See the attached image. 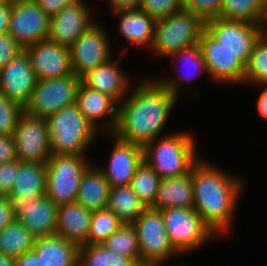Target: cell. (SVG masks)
<instances>
[{
    "instance_id": "1",
    "label": "cell",
    "mask_w": 267,
    "mask_h": 266,
    "mask_svg": "<svg viewBox=\"0 0 267 266\" xmlns=\"http://www.w3.org/2000/svg\"><path fill=\"white\" fill-rule=\"evenodd\" d=\"M118 104L112 133L122 141L144 146L160 137L178 98L157 79L140 80Z\"/></svg>"
},
{
    "instance_id": "2",
    "label": "cell",
    "mask_w": 267,
    "mask_h": 266,
    "mask_svg": "<svg viewBox=\"0 0 267 266\" xmlns=\"http://www.w3.org/2000/svg\"><path fill=\"white\" fill-rule=\"evenodd\" d=\"M212 165L201 157L192 167L193 209L216 236L230 231L243 182Z\"/></svg>"
},
{
    "instance_id": "3",
    "label": "cell",
    "mask_w": 267,
    "mask_h": 266,
    "mask_svg": "<svg viewBox=\"0 0 267 266\" xmlns=\"http://www.w3.org/2000/svg\"><path fill=\"white\" fill-rule=\"evenodd\" d=\"M163 139L145 144L143 160L149 164L161 179L178 177L191 172L201 159L195 150V139L189 132L171 133Z\"/></svg>"
},
{
    "instance_id": "4",
    "label": "cell",
    "mask_w": 267,
    "mask_h": 266,
    "mask_svg": "<svg viewBox=\"0 0 267 266\" xmlns=\"http://www.w3.org/2000/svg\"><path fill=\"white\" fill-rule=\"evenodd\" d=\"M46 120L51 155H85L89 145L101 133L85 118L76 103Z\"/></svg>"
},
{
    "instance_id": "5",
    "label": "cell",
    "mask_w": 267,
    "mask_h": 266,
    "mask_svg": "<svg viewBox=\"0 0 267 266\" xmlns=\"http://www.w3.org/2000/svg\"><path fill=\"white\" fill-rule=\"evenodd\" d=\"M205 22L193 12L182 9L155 22L154 38L150 50L157 57L170 55L199 43Z\"/></svg>"
},
{
    "instance_id": "6",
    "label": "cell",
    "mask_w": 267,
    "mask_h": 266,
    "mask_svg": "<svg viewBox=\"0 0 267 266\" xmlns=\"http://www.w3.org/2000/svg\"><path fill=\"white\" fill-rule=\"evenodd\" d=\"M84 156L51 155L46 162V196L57 206L76 202L83 173L92 164Z\"/></svg>"
},
{
    "instance_id": "7",
    "label": "cell",
    "mask_w": 267,
    "mask_h": 266,
    "mask_svg": "<svg viewBox=\"0 0 267 266\" xmlns=\"http://www.w3.org/2000/svg\"><path fill=\"white\" fill-rule=\"evenodd\" d=\"M161 214L169 241L180 255L198 250L214 238L213 231L193 208L171 207L161 210Z\"/></svg>"
},
{
    "instance_id": "8",
    "label": "cell",
    "mask_w": 267,
    "mask_h": 266,
    "mask_svg": "<svg viewBox=\"0 0 267 266\" xmlns=\"http://www.w3.org/2000/svg\"><path fill=\"white\" fill-rule=\"evenodd\" d=\"M81 78L74 73L58 78L38 79L28 104L26 114L47 119L64 107L76 103Z\"/></svg>"
},
{
    "instance_id": "9",
    "label": "cell",
    "mask_w": 267,
    "mask_h": 266,
    "mask_svg": "<svg viewBox=\"0 0 267 266\" xmlns=\"http://www.w3.org/2000/svg\"><path fill=\"white\" fill-rule=\"evenodd\" d=\"M132 225L138 237L140 260L163 266L172 256H179L169 241L161 210L146 207Z\"/></svg>"
},
{
    "instance_id": "10",
    "label": "cell",
    "mask_w": 267,
    "mask_h": 266,
    "mask_svg": "<svg viewBox=\"0 0 267 266\" xmlns=\"http://www.w3.org/2000/svg\"><path fill=\"white\" fill-rule=\"evenodd\" d=\"M205 30L245 66L255 43L263 35L262 24L221 18L207 20Z\"/></svg>"
},
{
    "instance_id": "11",
    "label": "cell",
    "mask_w": 267,
    "mask_h": 266,
    "mask_svg": "<svg viewBox=\"0 0 267 266\" xmlns=\"http://www.w3.org/2000/svg\"><path fill=\"white\" fill-rule=\"evenodd\" d=\"M50 17L34 0H15L11 4L8 33L25 49L47 39Z\"/></svg>"
},
{
    "instance_id": "12",
    "label": "cell",
    "mask_w": 267,
    "mask_h": 266,
    "mask_svg": "<svg viewBox=\"0 0 267 266\" xmlns=\"http://www.w3.org/2000/svg\"><path fill=\"white\" fill-rule=\"evenodd\" d=\"M98 22L84 32L69 48L73 73L80 78L89 70L111 59V42Z\"/></svg>"
},
{
    "instance_id": "13",
    "label": "cell",
    "mask_w": 267,
    "mask_h": 266,
    "mask_svg": "<svg viewBox=\"0 0 267 266\" xmlns=\"http://www.w3.org/2000/svg\"><path fill=\"white\" fill-rule=\"evenodd\" d=\"M20 162L46 163L51 156L47 120L25 112L13 135Z\"/></svg>"
},
{
    "instance_id": "14",
    "label": "cell",
    "mask_w": 267,
    "mask_h": 266,
    "mask_svg": "<svg viewBox=\"0 0 267 266\" xmlns=\"http://www.w3.org/2000/svg\"><path fill=\"white\" fill-rule=\"evenodd\" d=\"M199 44L209 77L214 82L243 83L245 65L235 54L224 48L205 29L201 33Z\"/></svg>"
},
{
    "instance_id": "15",
    "label": "cell",
    "mask_w": 267,
    "mask_h": 266,
    "mask_svg": "<svg viewBox=\"0 0 267 266\" xmlns=\"http://www.w3.org/2000/svg\"><path fill=\"white\" fill-rule=\"evenodd\" d=\"M83 0L66 6L62 11L50 17L48 39L70 48L74 42L96 23L91 18L92 11Z\"/></svg>"
},
{
    "instance_id": "16",
    "label": "cell",
    "mask_w": 267,
    "mask_h": 266,
    "mask_svg": "<svg viewBox=\"0 0 267 266\" xmlns=\"http://www.w3.org/2000/svg\"><path fill=\"white\" fill-rule=\"evenodd\" d=\"M28 53L24 49L0 69V93L25 107L37 83Z\"/></svg>"
},
{
    "instance_id": "17",
    "label": "cell",
    "mask_w": 267,
    "mask_h": 266,
    "mask_svg": "<svg viewBox=\"0 0 267 266\" xmlns=\"http://www.w3.org/2000/svg\"><path fill=\"white\" fill-rule=\"evenodd\" d=\"M38 79H51L73 74L70 50L50 39L25 48Z\"/></svg>"
},
{
    "instance_id": "18",
    "label": "cell",
    "mask_w": 267,
    "mask_h": 266,
    "mask_svg": "<svg viewBox=\"0 0 267 266\" xmlns=\"http://www.w3.org/2000/svg\"><path fill=\"white\" fill-rule=\"evenodd\" d=\"M15 220L35 238L56 233L58 206L46 195L29 197L23 204L13 203Z\"/></svg>"
},
{
    "instance_id": "19",
    "label": "cell",
    "mask_w": 267,
    "mask_h": 266,
    "mask_svg": "<svg viewBox=\"0 0 267 266\" xmlns=\"http://www.w3.org/2000/svg\"><path fill=\"white\" fill-rule=\"evenodd\" d=\"M76 104L97 131L103 129L102 133L104 131L106 135L114 132L118 120V103L109 95L90 89L81 82Z\"/></svg>"
},
{
    "instance_id": "20",
    "label": "cell",
    "mask_w": 267,
    "mask_h": 266,
    "mask_svg": "<svg viewBox=\"0 0 267 266\" xmlns=\"http://www.w3.org/2000/svg\"><path fill=\"white\" fill-rule=\"evenodd\" d=\"M114 147L105 168L99 167L111 187L129 186L134 173L143 161V148L138 144L122 141L113 134ZM115 141V142H114Z\"/></svg>"
},
{
    "instance_id": "21",
    "label": "cell",
    "mask_w": 267,
    "mask_h": 266,
    "mask_svg": "<svg viewBox=\"0 0 267 266\" xmlns=\"http://www.w3.org/2000/svg\"><path fill=\"white\" fill-rule=\"evenodd\" d=\"M124 54L126 53L123 52L116 61L111 58L106 63L89 70L81 77V82L90 89L109 95L119 104L127 96L126 94H129L131 87L130 78L119 68Z\"/></svg>"
},
{
    "instance_id": "22",
    "label": "cell",
    "mask_w": 267,
    "mask_h": 266,
    "mask_svg": "<svg viewBox=\"0 0 267 266\" xmlns=\"http://www.w3.org/2000/svg\"><path fill=\"white\" fill-rule=\"evenodd\" d=\"M92 211L78 202L58 206L56 235L78 247L87 245Z\"/></svg>"
},
{
    "instance_id": "23",
    "label": "cell",
    "mask_w": 267,
    "mask_h": 266,
    "mask_svg": "<svg viewBox=\"0 0 267 266\" xmlns=\"http://www.w3.org/2000/svg\"><path fill=\"white\" fill-rule=\"evenodd\" d=\"M47 164L20 162L14 185L7 194L13 203L23 204L29 197L46 195Z\"/></svg>"
},
{
    "instance_id": "24",
    "label": "cell",
    "mask_w": 267,
    "mask_h": 266,
    "mask_svg": "<svg viewBox=\"0 0 267 266\" xmlns=\"http://www.w3.org/2000/svg\"><path fill=\"white\" fill-rule=\"evenodd\" d=\"M171 207H194L192 169L190 173L178 177L161 179L152 208L164 210Z\"/></svg>"
},
{
    "instance_id": "25",
    "label": "cell",
    "mask_w": 267,
    "mask_h": 266,
    "mask_svg": "<svg viewBox=\"0 0 267 266\" xmlns=\"http://www.w3.org/2000/svg\"><path fill=\"white\" fill-rule=\"evenodd\" d=\"M119 17V33L127 42L151 48L154 38L155 20L138 9L113 11Z\"/></svg>"
},
{
    "instance_id": "26",
    "label": "cell",
    "mask_w": 267,
    "mask_h": 266,
    "mask_svg": "<svg viewBox=\"0 0 267 266\" xmlns=\"http://www.w3.org/2000/svg\"><path fill=\"white\" fill-rule=\"evenodd\" d=\"M32 250L45 266H78L79 247L59 235L35 238Z\"/></svg>"
},
{
    "instance_id": "27",
    "label": "cell",
    "mask_w": 267,
    "mask_h": 266,
    "mask_svg": "<svg viewBox=\"0 0 267 266\" xmlns=\"http://www.w3.org/2000/svg\"><path fill=\"white\" fill-rule=\"evenodd\" d=\"M169 57L170 59L171 57L173 59L172 62L173 64L170 63L169 64L170 66L174 65L175 64L174 61L176 62V60H178L181 62L182 67H186L185 71L186 69L187 71L186 72L183 71L181 73L180 70V73L176 74L175 76L170 75L166 78L163 76V78L160 79L157 78V80L179 99V95L181 93L180 90H183L181 87L185 86L184 84L192 82L191 80L193 78V73L194 74L197 73L196 75H201L200 72H207L208 74V71L206 68V63L204 61L202 49L199 43L190 46L188 48H184L181 51H178L177 53L170 55ZM190 69L192 70L194 69V71H190Z\"/></svg>"
},
{
    "instance_id": "28",
    "label": "cell",
    "mask_w": 267,
    "mask_h": 266,
    "mask_svg": "<svg viewBox=\"0 0 267 266\" xmlns=\"http://www.w3.org/2000/svg\"><path fill=\"white\" fill-rule=\"evenodd\" d=\"M110 189L103 172L91 164L83 173L76 202L91 211L106 209Z\"/></svg>"
},
{
    "instance_id": "29",
    "label": "cell",
    "mask_w": 267,
    "mask_h": 266,
    "mask_svg": "<svg viewBox=\"0 0 267 266\" xmlns=\"http://www.w3.org/2000/svg\"><path fill=\"white\" fill-rule=\"evenodd\" d=\"M145 208L130 185L111 187L107 209L111 210L123 224H133Z\"/></svg>"
},
{
    "instance_id": "30",
    "label": "cell",
    "mask_w": 267,
    "mask_h": 266,
    "mask_svg": "<svg viewBox=\"0 0 267 266\" xmlns=\"http://www.w3.org/2000/svg\"><path fill=\"white\" fill-rule=\"evenodd\" d=\"M267 0H222L219 18L263 24Z\"/></svg>"
},
{
    "instance_id": "31",
    "label": "cell",
    "mask_w": 267,
    "mask_h": 266,
    "mask_svg": "<svg viewBox=\"0 0 267 266\" xmlns=\"http://www.w3.org/2000/svg\"><path fill=\"white\" fill-rule=\"evenodd\" d=\"M34 239L35 237L15 220L0 231V253L16 259L32 250Z\"/></svg>"
},
{
    "instance_id": "32",
    "label": "cell",
    "mask_w": 267,
    "mask_h": 266,
    "mask_svg": "<svg viewBox=\"0 0 267 266\" xmlns=\"http://www.w3.org/2000/svg\"><path fill=\"white\" fill-rule=\"evenodd\" d=\"M134 260L112 252L104 244L79 247L78 266H131Z\"/></svg>"
},
{
    "instance_id": "33",
    "label": "cell",
    "mask_w": 267,
    "mask_h": 266,
    "mask_svg": "<svg viewBox=\"0 0 267 266\" xmlns=\"http://www.w3.org/2000/svg\"><path fill=\"white\" fill-rule=\"evenodd\" d=\"M160 182L159 175L143 160L134 173L130 186L145 207H152Z\"/></svg>"
},
{
    "instance_id": "34",
    "label": "cell",
    "mask_w": 267,
    "mask_h": 266,
    "mask_svg": "<svg viewBox=\"0 0 267 266\" xmlns=\"http://www.w3.org/2000/svg\"><path fill=\"white\" fill-rule=\"evenodd\" d=\"M103 244L112 252L128 256L134 261L140 260L138 237L132 224H122Z\"/></svg>"
},
{
    "instance_id": "35",
    "label": "cell",
    "mask_w": 267,
    "mask_h": 266,
    "mask_svg": "<svg viewBox=\"0 0 267 266\" xmlns=\"http://www.w3.org/2000/svg\"><path fill=\"white\" fill-rule=\"evenodd\" d=\"M122 224L107 208L92 211L87 245L103 244Z\"/></svg>"
},
{
    "instance_id": "36",
    "label": "cell",
    "mask_w": 267,
    "mask_h": 266,
    "mask_svg": "<svg viewBox=\"0 0 267 266\" xmlns=\"http://www.w3.org/2000/svg\"><path fill=\"white\" fill-rule=\"evenodd\" d=\"M267 85V38L262 35L255 43L245 66L243 83Z\"/></svg>"
},
{
    "instance_id": "37",
    "label": "cell",
    "mask_w": 267,
    "mask_h": 266,
    "mask_svg": "<svg viewBox=\"0 0 267 266\" xmlns=\"http://www.w3.org/2000/svg\"><path fill=\"white\" fill-rule=\"evenodd\" d=\"M24 107L0 93V135L13 136Z\"/></svg>"
},
{
    "instance_id": "38",
    "label": "cell",
    "mask_w": 267,
    "mask_h": 266,
    "mask_svg": "<svg viewBox=\"0 0 267 266\" xmlns=\"http://www.w3.org/2000/svg\"><path fill=\"white\" fill-rule=\"evenodd\" d=\"M139 9L158 21L184 8L182 0H142Z\"/></svg>"
},
{
    "instance_id": "39",
    "label": "cell",
    "mask_w": 267,
    "mask_h": 266,
    "mask_svg": "<svg viewBox=\"0 0 267 266\" xmlns=\"http://www.w3.org/2000/svg\"><path fill=\"white\" fill-rule=\"evenodd\" d=\"M183 8L199 16L204 22L219 18L222 0H182Z\"/></svg>"
},
{
    "instance_id": "40",
    "label": "cell",
    "mask_w": 267,
    "mask_h": 266,
    "mask_svg": "<svg viewBox=\"0 0 267 266\" xmlns=\"http://www.w3.org/2000/svg\"><path fill=\"white\" fill-rule=\"evenodd\" d=\"M23 50L8 32L0 34V69L5 67Z\"/></svg>"
},
{
    "instance_id": "41",
    "label": "cell",
    "mask_w": 267,
    "mask_h": 266,
    "mask_svg": "<svg viewBox=\"0 0 267 266\" xmlns=\"http://www.w3.org/2000/svg\"><path fill=\"white\" fill-rule=\"evenodd\" d=\"M19 164L17 159L0 164V195L7 196L13 187Z\"/></svg>"
},
{
    "instance_id": "42",
    "label": "cell",
    "mask_w": 267,
    "mask_h": 266,
    "mask_svg": "<svg viewBox=\"0 0 267 266\" xmlns=\"http://www.w3.org/2000/svg\"><path fill=\"white\" fill-rule=\"evenodd\" d=\"M17 159L13 136L0 135V164Z\"/></svg>"
},
{
    "instance_id": "43",
    "label": "cell",
    "mask_w": 267,
    "mask_h": 266,
    "mask_svg": "<svg viewBox=\"0 0 267 266\" xmlns=\"http://www.w3.org/2000/svg\"><path fill=\"white\" fill-rule=\"evenodd\" d=\"M15 221L13 201L7 196L0 197V231Z\"/></svg>"
},
{
    "instance_id": "44",
    "label": "cell",
    "mask_w": 267,
    "mask_h": 266,
    "mask_svg": "<svg viewBox=\"0 0 267 266\" xmlns=\"http://www.w3.org/2000/svg\"><path fill=\"white\" fill-rule=\"evenodd\" d=\"M43 11L49 16L52 17L55 14H58L66 6L71 5L78 0H34Z\"/></svg>"
},
{
    "instance_id": "45",
    "label": "cell",
    "mask_w": 267,
    "mask_h": 266,
    "mask_svg": "<svg viewBox=\"0 0 267 266\" xmlns=\"http://www.w3.org/2000/svg\"><path fill=\"white\" fill-rule=\"evenodd\" d=\"M15 266H45L42 259L33 250L27 251L15 259Z\"/></svg>"
},
{
    "instance_id": "46",
    "label": "cell",
    "mask_w": 267,
    "mask_h": 266,
    "mask_svg": "<svg viewBox=\"0 0 267 266\" xmlns=\"http://www.w3.org/2000/svg\"><path fill=\"white\" fill-rule=\"evenodd\" d=\"M142 0H109V6L111 11L119 9H138Z\"/></svg>"
},
{
    "instance_id": "47",
    "label": "cell",
    "mask_w": 267,
    "mask_h": 266,
    "mask_svg": "<svg viewBox=\"0 0 267 266\" xmlns=\"http://www.w3.org/2000/svg\"><path fill=\"white\" fill-rule=\"evenodd\" d=\"M11 4L0 3V34L8 32Z\"/></svg>"
},
{
    "instance_id": "48",
    "label": "cell",
    "mask_w": 267,
    "mask_h": 266,
    "mask_svg": "<svg viewBox=\"0 0 267 266\" xmlns=\"http://www.w3.org/2000/svg\"><path fill=\"white\" fill-rule=\"evenodd\" d=\"M264 87L260 92V96L257 99V111L258 115H260L264 120H267V85H259Z\"/></svg>"
},
{
    "instance_id": "49",
    "label": "cell",
    "mask_w": 267,
    "mask_h": 266,
    "mask_svg": "<svg viewBox=\"0 0 267 266\" xmlns=\"http://www.w3.org/2000/svg\"><path fill=\"white\" fill-rule=\"evenodd\" d=\"M0 266H15V259L0 253Z\"/></svg>"
},
{
    "instance_id": "50",
    "label": "cell",
    "mask_w": 267,
    "mask_h": 266,
    "mask_svg": "<svg viewBox=\"0 0 267 266\" xmlns=\"http://www.w3.org/2000/svg\"><path fill=\"white\" fill-rule=\"evenodd\" d=\"M131 266H158V265L151 261L138 260L134 261V263Z\"/></svg>"
},
{
    "instance_id": "51",
    "label": "cell",
    "mask_w": 267,
    "mask_h": 266,
    "mask_svg": "<svg viewBox=\"0 0 267 266\" xmlns=\"http://www.w3.org/2000/svg\"><path fill=\"white\" fill-rule=\"evenodd\" d=\"M262 28H263V35L267 38V13H266V16L264 18Z\"/></svg>"
},
{
    "instance_id": "52",
    "label": "cell",
    "mask_w": 267,
    "mask_h": 266,
    "mask_svg": "<svg viewBox=\"0 0 267 266\" xmlns=\"http://www.w3.org/2000/svg\"><path fill=\"white\" fill-rule=\"evenodd\" d=\"M15 0H0V3L12 4Z\"/></svg>"
}]
</instances>
